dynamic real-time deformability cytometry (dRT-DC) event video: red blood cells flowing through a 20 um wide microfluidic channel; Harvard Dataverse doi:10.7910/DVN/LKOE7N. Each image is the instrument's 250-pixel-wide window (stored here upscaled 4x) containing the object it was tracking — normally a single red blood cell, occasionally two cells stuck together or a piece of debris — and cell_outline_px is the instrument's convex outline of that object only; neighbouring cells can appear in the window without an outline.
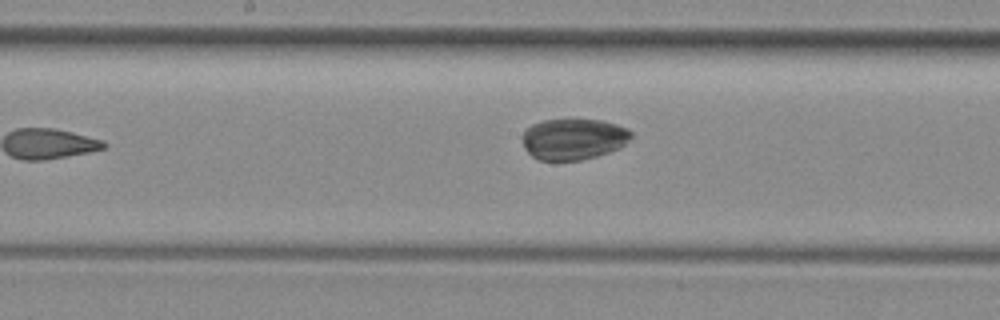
{"species": "common noctule bat (a hibernating species)", "species_latin": "Nyctalus noctula", "temperature_condition": "room temperature", "stored_images_in_passage": 9, "camera_frame_rate_fps": 3000, "um_per_image_px": 0.085, "animal": {"sex": "female", "body_mass_g": 29.2, "forearm_length_mm": 56.3}, "frame": {"image": 1, "passage_image": 8, "time_ms": 2.333, "image_size_px": [1000, 320], "cell_outline_px": [[632, 136], [620, 148], [596, 156], [580, 160], [540, 160], [532, 156], [524, 148], [520, 136], [532, 124], [544, 120], [604, 120], [628, 128], [632, 132]], "centroid_in_image_um": [48.74, 11.82], "position_along_channel_um": 199.5, "area_um2": 26.07}}
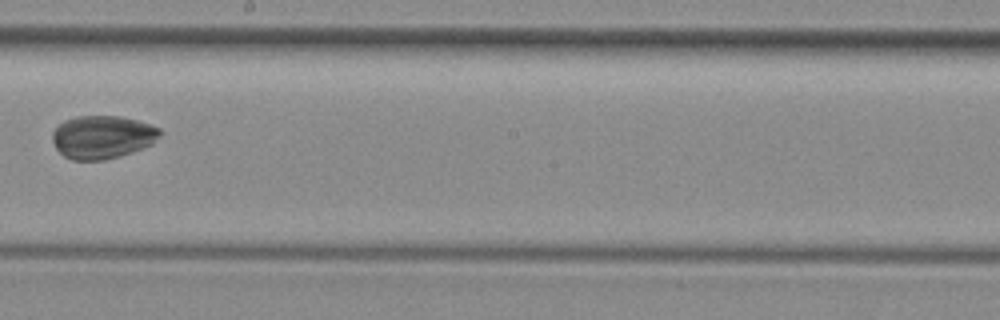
{"frame": {"image": 2, "passage_image": 9, "time_ms": 2.667, "image_size_px": [1000, 320], "cell_outline_px": [[164, 132], [152, 144], [132, 152], [120, 156], [104, 160], [72, 160], [64, 156], [56, 148], [52, 140], [52, 132], [64, 120], [76, 116], [120, 116], [136, 120], [160, 128]], "centroid_in_image_um": [8.71, 11.65], "position_along_channel_um": 239.5, "area_um2": 27.11}}